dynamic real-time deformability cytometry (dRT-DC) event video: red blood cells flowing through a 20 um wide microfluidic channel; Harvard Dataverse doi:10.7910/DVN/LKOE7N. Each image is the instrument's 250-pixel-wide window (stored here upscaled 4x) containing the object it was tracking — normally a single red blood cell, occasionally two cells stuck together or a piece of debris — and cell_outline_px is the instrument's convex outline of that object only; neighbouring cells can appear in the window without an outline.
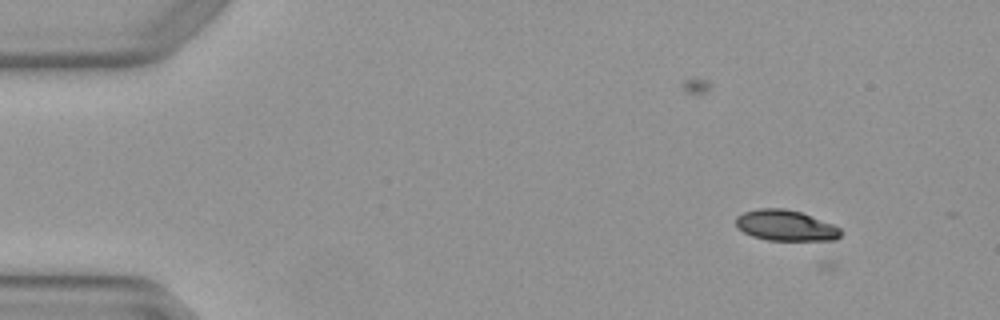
{"species": "Egyptian fruit bat (a non-hibernating species)", "species_latin": "Rousettus aegyptiacus", "temperature_condition": "warm", "stored_images_in_passage": 3, "camera_frame_rate_fps": 3000, "um_per_image_px": 0.085, "animal": {"sex": "female"}, "frame": {"image": 1, "passage_image": 1, "time_ms": 0.0, "image_size_px": [1000, 320], "cell_outline_px": [[840, 236], [836, 240], [768, 240], [752, 236], [736, 228], [736, 216], [744, 212], [760, 208], [784, 208], [800, 212], [832, 224], [840, 228]], "centroid_in_image_um": [66.74, 19.17], "position_along_channel_um": 18.3, "area_um2": 18.67}}